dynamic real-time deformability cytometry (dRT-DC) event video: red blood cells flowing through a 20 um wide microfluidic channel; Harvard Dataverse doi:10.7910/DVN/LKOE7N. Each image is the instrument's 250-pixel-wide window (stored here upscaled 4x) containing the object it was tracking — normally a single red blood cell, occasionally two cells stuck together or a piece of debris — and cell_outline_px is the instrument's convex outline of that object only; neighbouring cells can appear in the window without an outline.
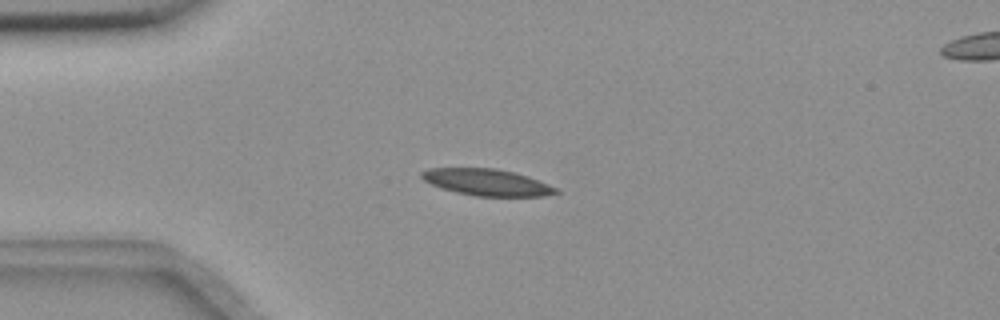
{"species": "common noctule bat (a hibernating species)", "species_latin": "Nyctalus noctula", "temperature_condition": "room temperature", "stored_images_in_passage": 43, "camera_frame_rate_fps": 3000, "um_per_image_px": 0.085, "animal": {"sex": "female", "body_mass_g": 18.4}, "frame": {"image": 1, "passage_image": 1, "time_ms": 0.0, "image_size_px": [1000, 320], "cell_outline_px": [[560, 192], [544, 196], [476, 196], [456, 192], [440, 188], [424, 180], [420, 176], [420, 172], [428, 168], [496, 168], [528, 176], [560, 188]], "centroid_in_image_um": [41.41, 15.49], "position_along_channel_um": 43.6, "area_um2": 20.92}}
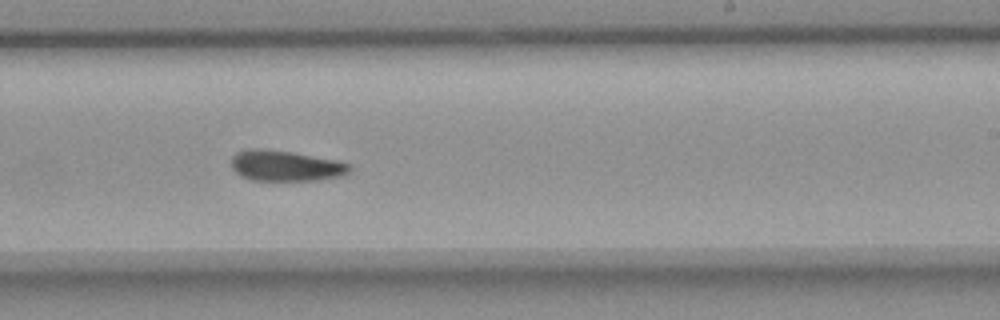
{"frame": {"image": 2, "passage_image": 21, "time_ms": 6.667, "image_size_px": [1000, 320], "cell_outline_px": [[352, 168], [348, 172], [340, 176], [320, 180], [252, 180], [240, 176], [232, 168], [232, 156], [236, 152], [244, 148], [264, 148], [292, 152], [340, 160], [352, 164]], "centroid_in_image_um": [24.28, 14.07], "position_along_channel_um": 264.7, "area_um2": 21.5}}
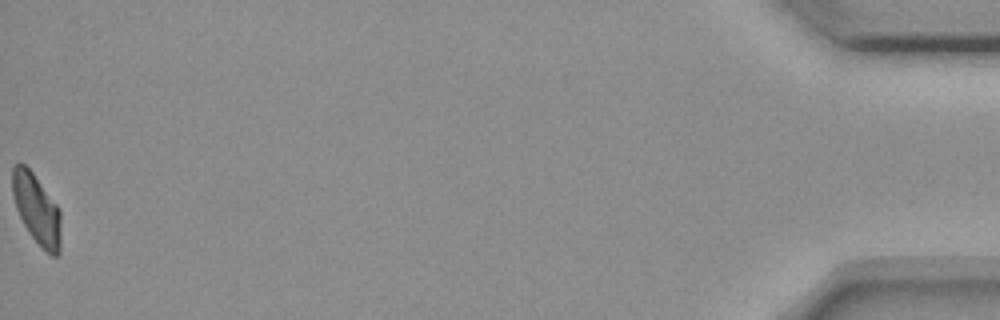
{"frame": {"image": 3, "passage_image": 43, "time_ms": 14.0, "image_size_px": [1000, 320], "cell_outline_px": [[60, 252], [56, 256], [52, 256], [28, 232], [16, 208], [12, 192], [12, 168], [16, 164], [24, 164], [32, 172], [56, 204], [60, 212]], "centroid_in_image_um": [3.11, 17.77], "position_along_channel_um": 432.1, "area_um2": 19.31}, "authors_computed_cell_mechanics": {"area_um2": 21.1548, "velocity_mm_per_s": 3.6401, "shape_relaxation_time_tau1_ms": null, "shape_relaxation_time_tau2_ms": 4.4072, "deformation_change_tau1": null, "deformation_change_tau2": 0.0916}}